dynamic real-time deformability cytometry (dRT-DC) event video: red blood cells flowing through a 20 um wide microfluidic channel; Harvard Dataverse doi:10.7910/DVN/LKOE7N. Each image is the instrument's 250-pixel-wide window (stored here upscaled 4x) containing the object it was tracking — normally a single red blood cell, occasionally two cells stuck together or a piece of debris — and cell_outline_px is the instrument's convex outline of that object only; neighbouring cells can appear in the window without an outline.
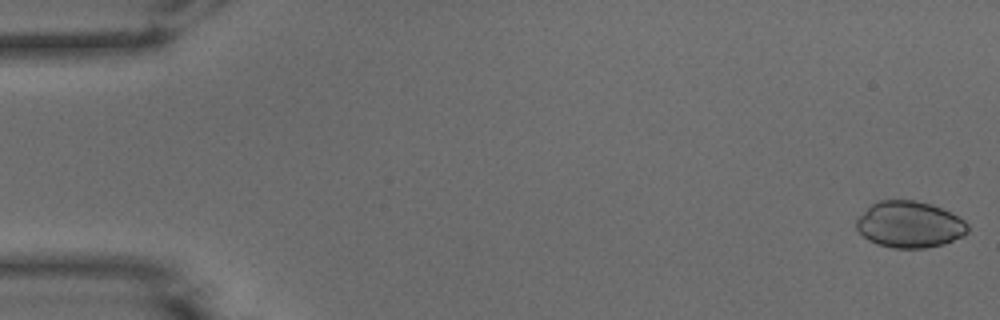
{"species": "common noctule bat (a hibernating species)", "species_latin": "Nyctalus noctula", "temperature_condition": "warm", "stored_images_in_passage": 52, "camera_frame_rate_fps": 3000, "um_per_image_px": 0.085, "animal": {"sex": "male", "body_mass_g": 15.6}, "frame": {"image": 1, "passage_image": 1, "time_ms": 0.0, "image_size_px": [1000, 320], "cell_outline_px": [[968, 232], [964, 236], [944, 244], [924, 248], [892, 248], [876, 244], [868, 240], [856, 228], [856, 220], [872, 204], [880, 200], [916, 200], [932, 204], [964, 220], [968, 224]], "centroid_in_image_um": [77.32, 19.09], "position_along_channel_um": 7.7, "area_um2": 30.06}}
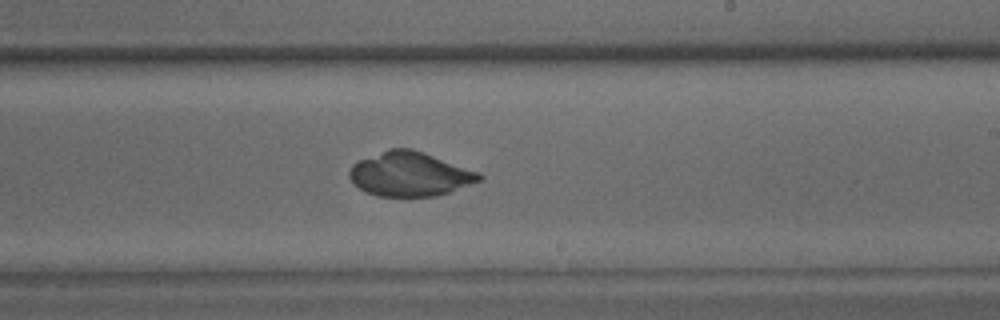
{"frame": {"image": 2, "passage_image": 31, "time_ms": 10.0, "image_size_px": [1000, 320], "cell_outline_px": [[484, 176], [480, 180], [448, 192], [436, 196], [376, 196], [352, 184], [348, 176], [348, 172], [352, 164], [360, 160], [388, 148], [412, 148], [424, 152], [480, 172]], "centroid_in_image_um": [34.81, 14.79], "position_along_channel_um": 254.2, "area_um2": 33.47}}
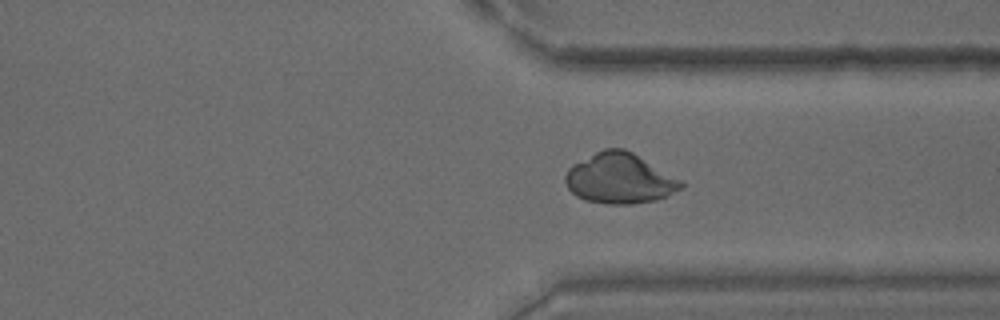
{"frame": {"image": 3, "passage_image": 39, "time_ms": 12.667, "image_size_px": [1000, 320], "cell_outline_px": [[684, 184], [680, 188], [656, 200], [632, 204], [608, 204], [584, 200], [576, 196], [568, 188], [564, 180], [564, 176], [568, 168], [572, 164], [604, 148], [624, 148], [632, 152], [680, 180]], "centroid_in_image_um": [52.6, 15.17], "position_along_channel_um": 358.8, "area_um2": 33.58}}